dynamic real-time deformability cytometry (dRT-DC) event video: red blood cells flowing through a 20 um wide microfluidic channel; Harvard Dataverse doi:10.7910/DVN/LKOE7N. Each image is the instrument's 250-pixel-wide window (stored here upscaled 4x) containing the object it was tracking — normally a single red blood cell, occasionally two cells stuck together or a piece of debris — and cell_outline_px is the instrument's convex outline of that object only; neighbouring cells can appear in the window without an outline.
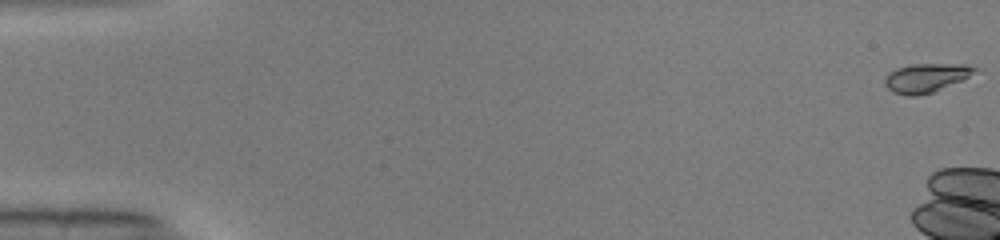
{"species": "common noctule bat (a hibernating species)", "species_latin": "Nyctalus noctula", "temperature_condition": "warm", "stored_images_in_passage": 7, "camera_frame_rate_fps": 3000, "um_per_image_px": 0.085, "animal": {"sex": "male", "body_mass_g": 19.0, "forearm_length_mm": 50.8}, "frame": {"image": 1, "passage_image": 1, "time_ms": 0.0, "image_size_px": [1000, 240], "cell_outline_px": [[980, 68], [964, 80], [932, 92], [916, 96], [908, 96], [892, 92], [884, 84], [884, 80], [888, 72], [896, 68], [912, 64], [964, 64]], "centroid_in_image_um": [78.71, 6.61], "position_along_channel_um": 6.3, "area_um2": 15.26}}